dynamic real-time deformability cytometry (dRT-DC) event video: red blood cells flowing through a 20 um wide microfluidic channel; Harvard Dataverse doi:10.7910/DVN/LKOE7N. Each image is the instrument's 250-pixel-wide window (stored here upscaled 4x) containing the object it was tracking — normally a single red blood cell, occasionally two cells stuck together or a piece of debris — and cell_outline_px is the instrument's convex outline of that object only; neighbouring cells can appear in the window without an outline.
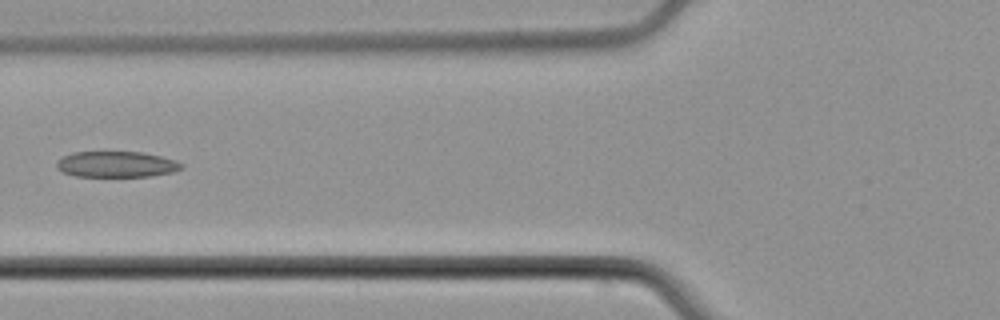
{"species": "common noctule bat (a hibernating species)", "species_latin": "Nyctalus noctula", "temperature_condition": "cold", "stored_images_in_passage": 5, "camera_frame_rate_fps": 3000, "um_per_image_px": 0.085, "animal": {"sex": "male", "body_mass_g": 21.5, "forearm_length_mm": 52.0}, "frame": {"image": 1, "passage_image": 5, "time_ms": 5.0, "image_size_px": [1000, 320], "cell_outline_px": [[184, 168], [172, 172], [152, 176], [76, 176], [60, 172], [56, 168], [56, 164], [64, 156], [72, 152], [144, 152], [176, 160], [184, 164]], "centroid_in_image_um": [9.92, 13.97], "position_along_channel_um": 115.9, "area_um2": 18.9}}